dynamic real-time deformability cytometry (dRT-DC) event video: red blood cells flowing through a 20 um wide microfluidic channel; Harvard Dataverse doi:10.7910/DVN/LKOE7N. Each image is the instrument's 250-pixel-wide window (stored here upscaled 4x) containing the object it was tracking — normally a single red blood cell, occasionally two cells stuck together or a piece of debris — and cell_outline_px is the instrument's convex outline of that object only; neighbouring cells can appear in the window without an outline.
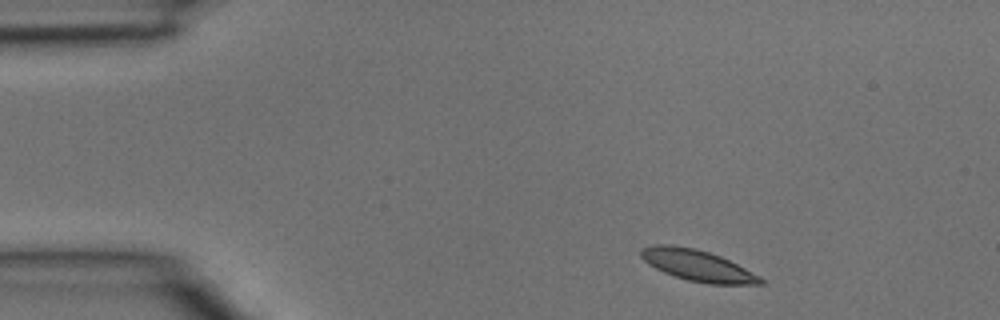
{"species": "common noctule bat (a hibernating species)", "species_latin": "Nyctalus noctula", "temperature_condition": "room temperature", "stored_images_in_passage": 35, "camera_frame_rate_fps": 3000, "um_per_image_px": 0.085, "animal": {"sex": "male", "body_mass_g": 15.6}, "frame": {"image": 1, "passage_image": 1, "time_ms": 0.0, "image_size_px": [1000, 320], "cell_outline_px": [[764, 284], [708, 284], [688, 280], [664, 272], [648, 264], [640, 256], [640, 248], [652, 244], [668, 244], [692, 248], [708, 252], [720, 256], [760, 276], [764, 280]], "centroid_in_image_um": [59.25, 22.56], "position_along_channel_um": 25.7, "area_um2": 21.5}}
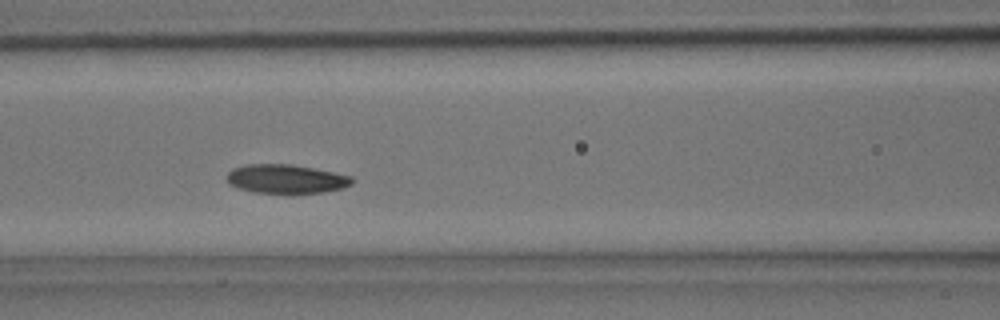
{"frame": {"image": 2, "passage_image": 12, "time_ms": 3.667, "image_size_px": [1000, 320], "cell_outline_px": [[356, 180], [352, 184], [344, 188], [324, 192], [252, 192], [236, 188], [228, 184], [228, 172], [232, 168], [244, 164], [292, 164], [352, 176]], "centroid_in_image_um": [24.31, 15.2], "position_along_channel_um": 142.3, "area_um2": 21.04}}
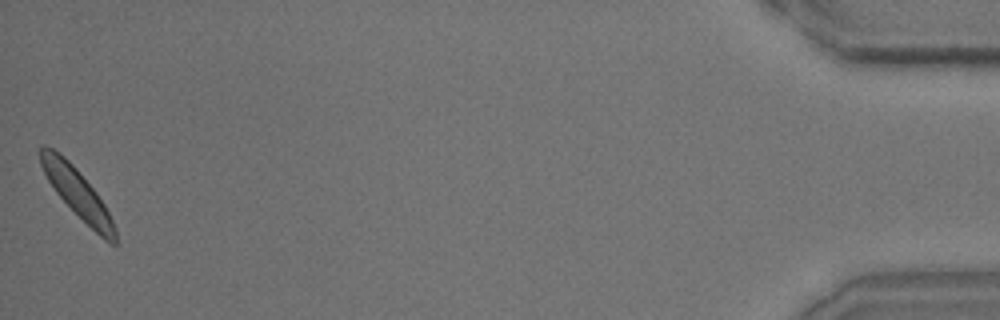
{"frame": {"image": 3, "passage_image": 35, "time_ms": 11.333, "image_size_px": [1000, 320], "cell_outline_px": [[116, 244], [112, 244], [104, 240], [56, 192], [48, 180], [40, 164], [36, 152], [44, 144], [52, 148], [64, 156], [76, 168], [96, 192], [104, 204], [116, 228]], "centroid_in_image_um": [6.53, 16.35], "position_along_channel_um": 428.7, "area_um2": 20.81}}